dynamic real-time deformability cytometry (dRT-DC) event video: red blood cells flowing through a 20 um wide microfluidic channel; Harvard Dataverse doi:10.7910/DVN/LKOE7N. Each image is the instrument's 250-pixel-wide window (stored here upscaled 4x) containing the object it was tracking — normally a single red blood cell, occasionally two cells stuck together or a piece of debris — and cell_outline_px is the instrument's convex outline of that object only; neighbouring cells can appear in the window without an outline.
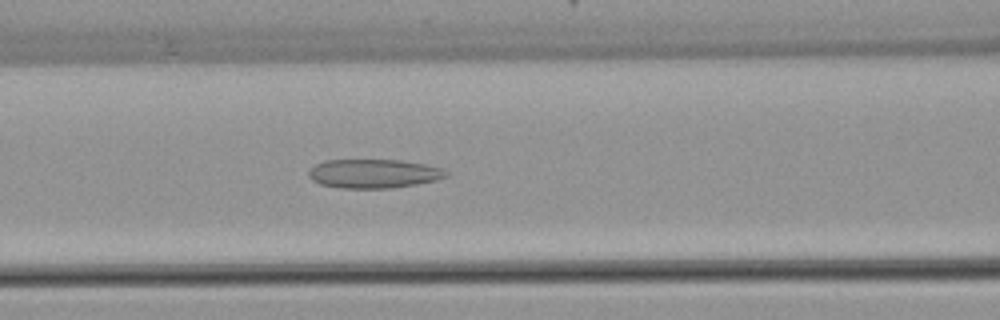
{"species": "common noctule bat (a hibernating species)", "species_latin": "Nyctalus noctula", "temperature_condition": "warm", "stored_images_in_passage": 53, "camera_frame_rate_fps": 3000, "um_per_image_px": 0.085, "animal": {"sex": "female", "body_mass_g": 22.7, "forearm_length_mm": 54.2}, "frame": {"image": 1, "passage_image": 22, "time_ms": 7.0, "image_size_px": [1000, 320], "cell_outline_px": [[452, 172], [448, 176], [436, 180], [416, 184], [388, 188], [340, 188], [320, 184], [312, 180], [308, 176], [308, 168], [324, 160], [400, 160], [424, 164], [440, 168]], "centroid_in_image_um": [31.75, 14.75], "position_along_channel_um": 134.9, "area_um2": 23.29}}
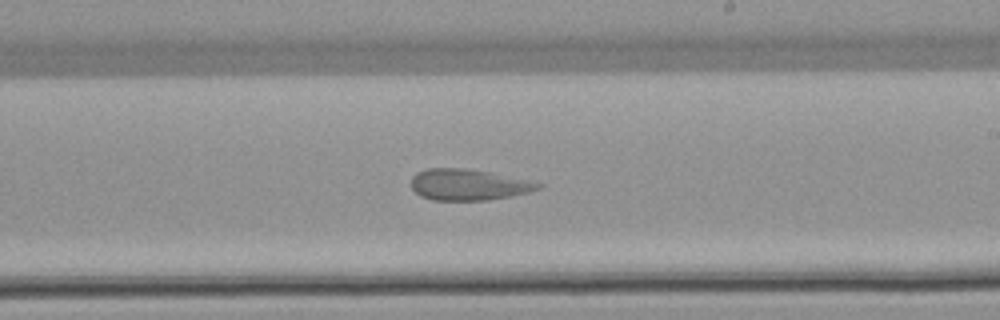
{"frame": {"image": 2, "passage_image": 31, "time_ms": 10.0, "image_size_px": [1000, 320], "cell_outline_px": [[544, 184], [540, 188], [528, 192], [488, 200], [432, 200], [420, 196], [412, 188], [412, 176], [416, 172], [428, 168], [468, 168], [488, 172]], "centroid_in_image_um": [39.75, 15.69], "position_along_channel_um": 249.2, "area_um2": 22.77}}
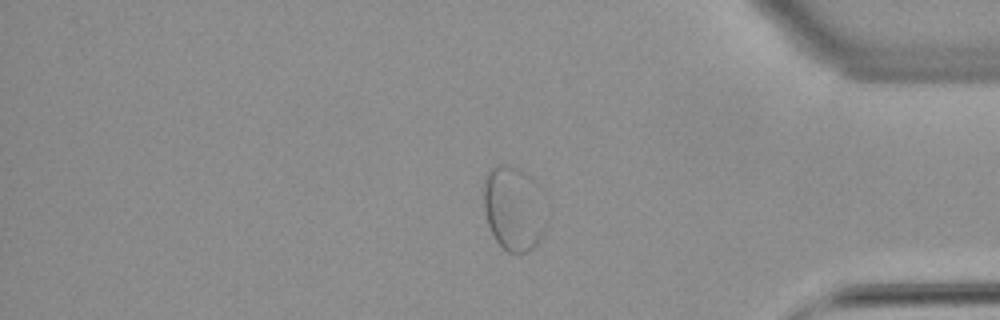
{"frame": {"image": 3, "passage_image": 44, "time_ms": 14.333, "image_size_px": [1000, 320], "cell_outline_px": [[548, 224], [540, 240], [528, 252], [508, 252], [496, 240], [488, 224], [484, 208], [484, 180], [488, 168], [496, 164], [504, 164], [516, 168], [532, 176], [540, 184], [548, 216]], "centroid_in_image_um": [43.73, 17.68], "position_along_channel_um": 391.5, "area_um2": 31.79}, "authors_computed_cell_mechanics": {"area_um2": 29.8826, "velocity_mm_per_s": 3.8283, "shape_relaxation_time_tau1_ms": null, "shape_relaxation_time_tau2_ms": 1.585, "deformation_change_tau1": null, "deformation_change_tau2": 0.0754}}